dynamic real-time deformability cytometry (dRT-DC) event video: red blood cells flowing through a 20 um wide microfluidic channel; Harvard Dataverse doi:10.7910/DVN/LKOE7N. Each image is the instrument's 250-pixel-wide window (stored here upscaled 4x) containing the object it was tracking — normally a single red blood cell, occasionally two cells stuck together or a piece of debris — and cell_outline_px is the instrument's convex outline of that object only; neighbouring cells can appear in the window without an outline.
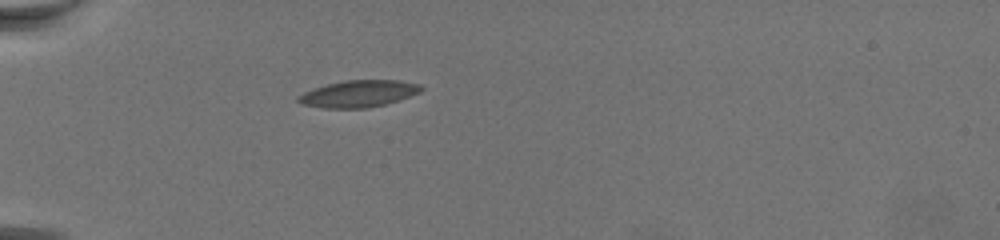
{"species": "common noctule bat (a hibernating species)", "species_latin": "Nyctalus noctula", "temperature_condition": "warm", "stored_images_in_passage": 9, "camera_frame_rate_fps": 3000, "um_per_image_px": 0.085, "animal": {"sex": "female", "body_mass_g": 19.5, "forearm_length_mm": 54.1}, "frame": {"image": 1, "passage_image": 1, "time_ms": 0.0, "image_size_px": [1000, 240], "cell_outline_px": [[424, 88], [420, 92], [384, 104], [364, 108], [324, 108], [300, 104], [296, 100], [296, 96], [304, 92], [328, 84], [348, 80], [396, 80], [420, 84]], "centroid_in_image_um": [30.44, 7.97], "position_along_channel_um": 54.6, "area_um2": 18.96}}